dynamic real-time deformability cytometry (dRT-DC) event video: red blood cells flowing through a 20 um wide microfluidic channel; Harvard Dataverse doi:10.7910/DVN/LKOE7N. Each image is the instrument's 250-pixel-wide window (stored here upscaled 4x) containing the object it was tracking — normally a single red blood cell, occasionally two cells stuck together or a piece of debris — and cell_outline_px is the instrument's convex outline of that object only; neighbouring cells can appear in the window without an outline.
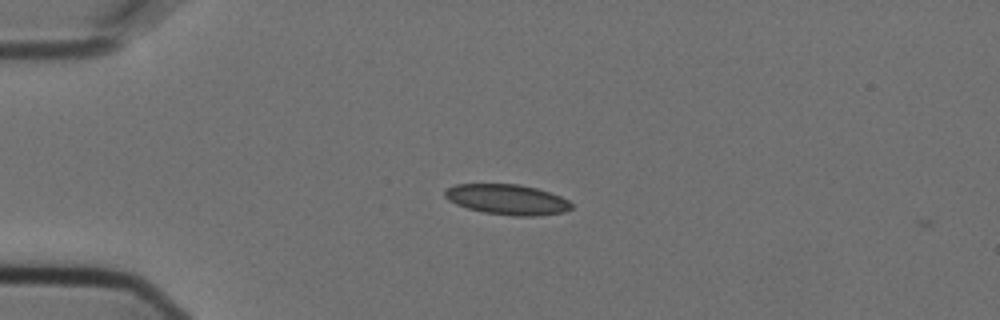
{"species": "Egyptian fruit bat (a non-hibernating species)", "species_latin": "Rousettus aegyptiacus", "temperature_condition": "cold", "stored_images_in_passage": 2, "camera_frame_rate_fps": 3000, "um_per_image_px": 0.085, "animal": {"sex": "female"}, "frame": {"image": 1, "passage_image": 1, "time_ms": 0.0, "image_size_px": [1000, 320], "cell_outline_px": [[572, 208], [564, 212], [536, 216], [512, 216], [484, 212], [468, 208], [456, 204], [448, 200], [444, 196], [444, 192], [448, 188], [456, 184], [520, 184], [536, 188], [560, 196], [568, 200], [572, 204]], "centroid_in_image_um": [43.12, 16.96], "position_along_channel_um": 41.9, "area_um2": 22.31}}